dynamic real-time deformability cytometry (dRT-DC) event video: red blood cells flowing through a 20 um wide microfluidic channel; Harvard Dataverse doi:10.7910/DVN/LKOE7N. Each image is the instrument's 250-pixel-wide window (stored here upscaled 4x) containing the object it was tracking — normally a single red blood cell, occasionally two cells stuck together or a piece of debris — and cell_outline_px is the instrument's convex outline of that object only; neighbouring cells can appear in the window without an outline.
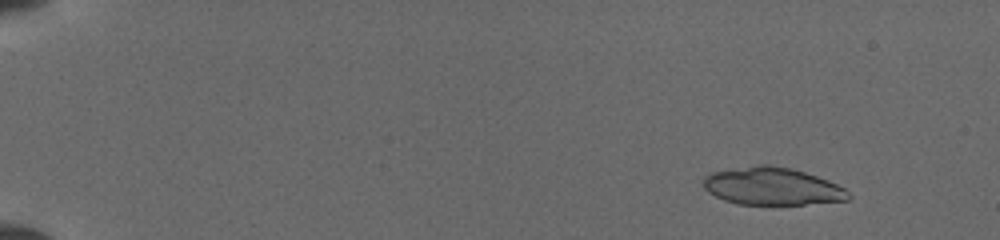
{"species": "common noctule bat (a hibernating species)", "species_latin": "Nyctalus noctula", "temperature_condition": "cold", "stored_images_in_passage": 13, "camera_frame_rate_fps": 3000, "um_per_image_px": 0.085, "animal": {"sex": "female", "body_mass_g": 19.5, "forearm_length_mm": 54.1}, "frame": {"image": 1, "passage_image": 5, "time_ms": 1.667, "image_size_px": [1000, 240], "cell_outline_px": [[852, 196], [848, 200], [804, 204], [736, 204], [724, 200], [708, 192], [704, 188], [704, 176], [712, 172], [756, 164], [768, 164], [792, 168], [828, 180], [844, 188]], "centroid_in_image_um": [65.62, 15.83], "position_along_channel_um": 19.4, "area_um2": 31.73}}